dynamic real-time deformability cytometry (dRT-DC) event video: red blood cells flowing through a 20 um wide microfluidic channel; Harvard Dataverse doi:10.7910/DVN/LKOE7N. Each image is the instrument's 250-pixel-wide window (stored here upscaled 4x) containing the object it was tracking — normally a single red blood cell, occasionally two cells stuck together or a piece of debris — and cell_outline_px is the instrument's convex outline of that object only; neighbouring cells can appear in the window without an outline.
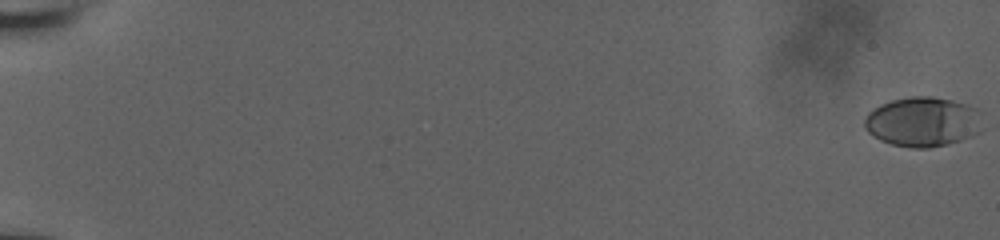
{"species": "human", "species_latin": "Homo sapiens", "temperature_condition": "room temperature", "stored_images_in_passage": 59, "camera_frame_rate_fps": 3000, "um_per_image_px": 0.085, "donor": {"sex": "male"}, "frame": {"image": 1, "passage_image": 1, "time_ms": 0.0, "image_size_px": [1000, 240], "cell_outline_px": [[984, 128], [980, 132], [972, 136], [948, 144], [928, 148], [912, 148], [892, 144], [880, 140], [872, 136], [864, 128], [864, 120], [868, 112], [880, 104], [892, 100], [912, 96], [932, 96], [952, 100], [968, 104], [984, 112]], "centroid_in_image_um": [78.51, 10.35], "position_along_channel_um": 6.5, "area_um2": 34.97}}
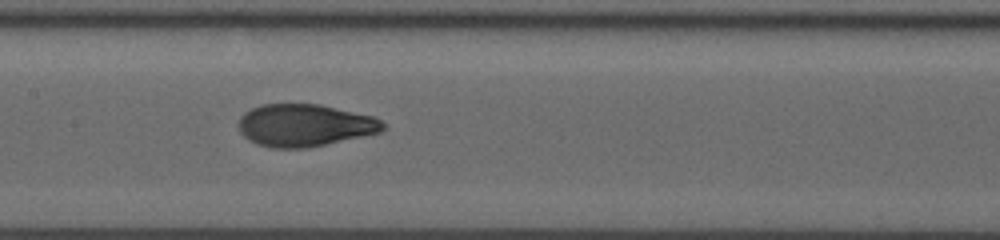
{"frame": {"image": 2, "passage_image": 33, "time_ms": 10.667, "image_size_px": [1000, 240], "cell_outline_px": [[388, 124], [380, 132], [308, 148], [268, 148], [256, 144], [248, 140], [240, 132], [240, 116], [244, 112], [260, 104], [320, 104], [372, 116]], "centroid_in_image_um": [25.88, 10.65], "position_along_channel_um": 181.5, "area_um2": 35.66}}
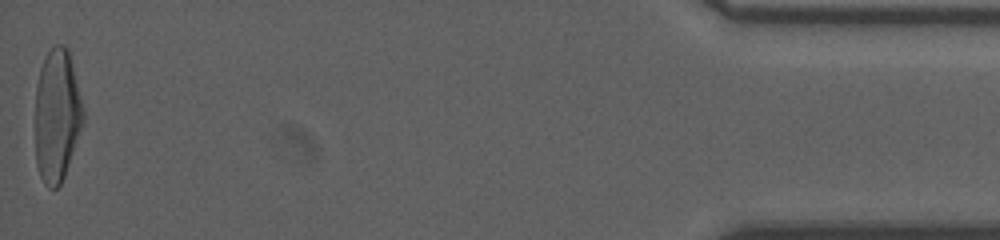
{"frame": {"image": 3, "passage_image": 59, "time_ms": 19.333, "image_size_px": [1000, 240], "cell_outline_px": [[84, 120], [64, 176], [60, 184], [56, 188], [48, 188], [44, 184], [40, 176], [36, 164], [36, 88], [40, 68], [48, 52], [56, 44], [60, 44], [68, 48], [84, 112]], "centroid_in_image_um": [4.83, 9.83], "position_along_channel_um": 430.4, "area_um2": 36.65}, "authors_computed_cell_mechanics": {"area_um2": 35.3736, "velocity_mm_per_s": 3.8323, "shape_relaxation_time_tau1_ms": 6.9332, "shape_relaxation_time_tau2_ms": 0.8678, "deformation_change_tau1": 0.2548, "deformation_change_tau2": 0.0648}}